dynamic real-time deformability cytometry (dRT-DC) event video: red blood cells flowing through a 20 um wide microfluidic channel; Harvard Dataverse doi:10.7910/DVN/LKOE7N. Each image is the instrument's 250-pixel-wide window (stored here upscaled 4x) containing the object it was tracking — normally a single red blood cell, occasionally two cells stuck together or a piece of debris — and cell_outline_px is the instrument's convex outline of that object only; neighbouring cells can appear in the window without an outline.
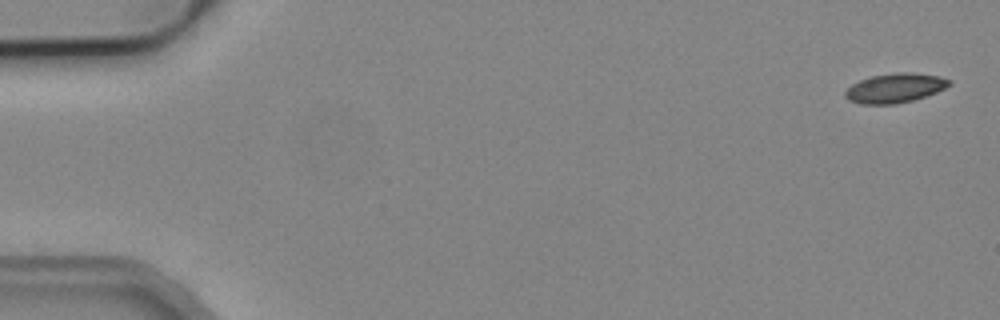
{"species": "common noctule bat (a hibernating species)", "species_latin": "Nyctalus noctula", "temperature_condition": "cold", "stored_images_in_passage": 4, "camera_frame_rate_fps": 3000, "um_per_image_px": 0.085, "animal": {"sex": "male", "body_mass_g": 19.2, "forearm_length_mm": 51.8}, "frame": {"image": 1, "passage_image": 1, "time_ms": 0.0, "image_size_px": [1000, 320], "cell_outline_px": [[952, 84], [936, 92], [912, 100], [896, 104], [860, 104], [848, 100], [844, 96], [844, 92], [852, 84], [860, 80], [872, 76], [896, 72], [912, 72], [940, 76], [952, 80]], "centroid_in_image_um": [76.07, 7.48], "position_along_channel_um": 8.9, "area_um2": 17.86}}
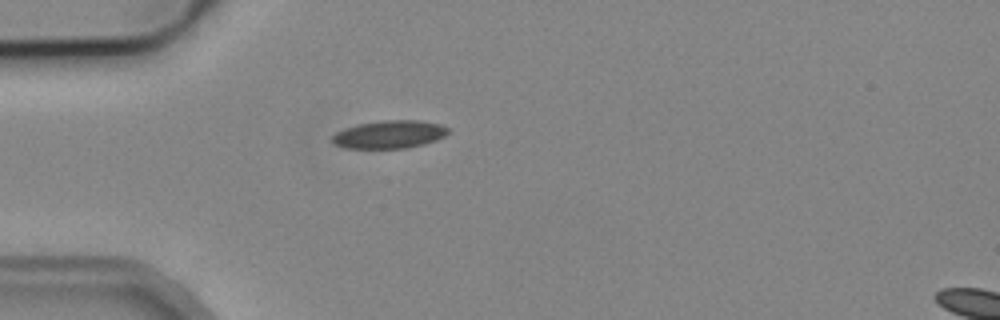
{"frame": {"image": 2, "passage_image": 4, "time_ms": 4.667, "image_size_px": [1000, 320], "cell_outline_px": [[448, 132], [444, 136], [436, 140], [424, 144], [404, 148], [344, 148], [336, 144], [332, 140], [332, 136], [336, 132], [344, 128], [356, 124], [380, 120], [420, 120], [440, 124], [448, 128]], "centroid_in_image_um": [33.08, 11.41], "position_along_channel_um": 51.9, "area_um2": 18.9}}